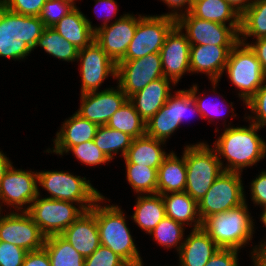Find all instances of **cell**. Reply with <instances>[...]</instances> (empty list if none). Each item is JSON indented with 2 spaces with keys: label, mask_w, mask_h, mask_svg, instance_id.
<instances>
[{
  "label": "cell",
  "mask_w": 266,
  "mask_h": 266,
  "mask_svg": "<svg viewBox=\"0 0 266 266\" xmlns=\"http://www.w3.org/2000/svg\"><path fill=\"white\" fill-rule=\"evenodd\" d=\"M11 166L12 163L10 162L8 157H6V155L2 151H0V181Z\"/></svg>",
  "instance_id": "52"
},
{
  "label": "cell",
  "mask_w": 266,
  "mask_h": 266,
  "mask_svg": "<svg viewBox=\"0 0 266 266\" xmlns=\"http://www.w3.org/2000/svg\"><path fill=\"white\" fill-rule=\"evenodd\" d=\"M37 173L38 183L51 195L45 198L76 202L84 211H88L102 196L85 177L81 178L63 171Z\"/></svg>",
  "instance_id": "6"
},
{
  "label": "cell",
  "mask_w": 266,
  "mask_h": 266,
  "mask_svg": "<svg viewBox=\"0 0 266 266\" xmlns=\"http://www.w3.org/2000/svg\"><path fill=\"white\" fill-rule=\"evenodd\" d=\"M69 151H72L81 163L89 166L110 162V159L95 145L93 140L73 146Z\"/></svg>",
  "instance_id": "39"
},
{
  "label": "cell",
  "mask_w": 266,
  "mask_h": 266,
  "mask_svg": "<svg viewBox=\"0 0 266 266\" xmlns=\"http://www.w3.org/2000/svg\"><path fill=\"white\" fill-rule=\"evenodd\" d=\"M251 258H253L254 266H266V264L257 255Z\"/></svg>",
  "instance_id": "55"
},
{
  "label": "cell",
  "mask_w": 266,
  "mask_h": 266,
  "mask_svg": "<svg viewBox=\"0 0 266 266\" xmlns=\"http://www.w3.org/2000/svg\"><path fill=\"white\" fill-rule=\"evenodd\" d=\"M249 127H227L215 141L217 156L226 158L224 171L239 172L250 167L266 155V142L256 133L261 127L251 123Z\"/></svg>",
  "instance_id": "1"
},
{
  "label": "cell",
  "mask_w": 266,
  "mask_h": 266,
  "mask_svg": "<svg viewBox=\"0 0 266 266\" xmlns=\"http://www.w3.org/2000/svg\"><path fill=\"white\" fill-rule=\"evenodd\" d=\"M142 17L141 15L137 18L132 14H123L114 23L109 26L107 24L95 32L94 40L116 64L125 56L128 45L136 32L138 21Z\"/></svg>",
  "instance_id": "16"
},
{
  "label": "cell",
  "mask_w": 266,
  "mask_h": 266,
  "mask_svg": "<svg viewBox=\"0 0 266 266\" xmlns=\"http://www.w3.org/2000/svg\"><path fill=\"white\" fill-rule=\"evenodd\" d=\"M257 256L266 264V244L257 252Z\"/></svg>",
  "instance_id": "54"
},
{
  "label": "cell",
  "mask_w": 266,
  "mask_h": 266,
  "mask_svg": "<svg viewBox=\"0 0 266 266\" xmlns=\"http://www.w3.org/2000/svg\"><path fill=\"white\" fill-rule=\"evenodd\" d=\"M266 80L257 92L246 103L252 113L256 114L252 117L248 116L247 119L259 127L266 126Z\"/></svg>",
  "instance_id": "40"
},
{
  "label": "cell",
  "mask_w": 266,
  "mask_h": 266,
  "mask_svg": "<svg viewBox=\"0 0 266 266\" xmlns=\"http://www.w3.org/2000/svg\"><path fill=\"white\" fill-rule=\"evenodd\" d=\"M77 60L81 63V94L98 91L109 74L116 78L117 64L95 40L79 49Z\"/></svg>",
  "instance_id": "15"
},
{
  "label": "cell",
  "mask_w": 266,
  "mask_h": 266,
  "mask_svg": "<svg viewBox=\"0 0 266 266\" xmlns=\"http://www.w3.org/2000/svg\"><path fill=\"white\" fill-rule=\"evenodd\" d=\"M252 201L266 208V171H262L251 183Z\"/></svg>",
  "instance_id": "45"
},
{
  "label": "cell",
  "mask_w": 266,
  "mask_h": 266,
  "mask_svg": "<svg viewBox=\"0 0 266 266\" xmlns=\"http://www.w3.org/2000/svg\"><path fill=\"white\" fill-rule=\"evenodd\" d=\"M171 95L165 105L146 122V135L166 142L186 119V113L200 112L188 90H178Z\"/></svg>",
  "instance_id": "11"
},
{
  "label": "cell",
  "mask_w": 266,
  "mask_h": 266,
  "mask_svg": "<svg viewBox=\"0 0 266 266\" xmlns=\"http://www.w3.org/2000/svg\"><path fill=\"white\" fill-rule=\"evenodd\" d=\"M161 77H164V74L160 53H151L136 60L117 63L118 86L128 98Z\"/></svg>",
  "instance_id": "13"
},
{
  "label": "cell",
  "mask_w": 266,
  "mask_h": 266,
  "mask_svg": "<svg viewBox=\"0 0 266 266\" xmlns=\"http://www.w3.org/2000/svg\"><path fill=\"white\" fill-rule=\"evenodd\" d=\"M38 173L9 168L0 181V201L21 212L22 206L31 204L39 195Z\"/></svg>",
  "instance_id": "17"
},
{
  "label": "cell",
  "mask_w": 266,
  "mask_h": 266,
  "mask_svg": "<svg viewBox=\"0 0 266 266\" xmlns=\"http://www.w3.org/2000/svg\"><path fill=\"white\" fill-rule=\"evenodd\" d=\"M95 5L96 6H98V5L103 6L105 8L104 10H107L105 12H107L108 15L110 14L108 17H106V16L104 17L105 18V20H104L105 22L103 23L102 26L96 27V31H97L99 28L104 27V26L107 25V23L110 21V18H111V16H113V14L116 15L118 6H117V3L115 2V0H96V4Z\"/></svg>",
  "instance_id": "50"
},
{
  "label": "cell",
  "mask_w": 266,
  "mask_h": 266,
  "mask_svg": "<svg viewBox=\"0 0 266 266\" xmlns=\"http://www.w3.org/2000/svg\"><path fill=\"white\" fill-rule=\"evenodd\" d=\"M165 4L169 6V8H174L172 11L168 14H163V16H169L177 20V18L183 14H186L190 12L193 4V0H162ZM186 4H188L186 7V10L184 12H177L179 8L184 7ZM176 9V11H174ZM178 9V10H177ZM174 11V12H173ZM179 13V14H178Z\"/></svg>",
  "instance_id": "49"
},
{
  "label": "cell",
  "mask_w": 266,
  "mask_h": 266,
  "mask_svg": "<svg viewBox=\"0 0 266 266\" xmlns=\"http://www.w3.org/2000/svg\"><path fill=\"white\" fill-rule=\"evenodd\" d=\"M46 236L26 211L0 215V241L12 243L27 252L44 247Z\"/></svg>",
  "instance_id": "14"
},
{
  "label": "cell",
  "mask_w": 266,
  "mask_h": 266,
  "mask_svg": "<svg viewBox=\"0 0 266 266\" xmlns=\"http://www.w3.org/2000/svg\"><path fill=\"white\" fill-rule=\"evenodd\" d=\"M182 156L180 159L174 152H170L163 159L162 164L158 167V194L185 191L187 179L185 149Z\"/></svg>",
  "instance_id": "26"
},
{
  "label": "cell",
  "mask_w": 266,
  "mask_h": 266,
  "mask_svg": "<svg viewBox=\"0 0 266 266\" xmlns=\"http://www.w3.org/2000/svg\"><path fill=\"white\" fill-rule=\"evenodd\" d=\"M103 200L105 197L102 195L90 209L96 216L100 244L115 252L129 266H139L142 258L127 227L124 213L117 205L100 206Z\"/></svg>",
  "instance_id": "3"
},
{
  "label": "cell",
  "mask_w": 266,
  "mask_h": 266,
  "mask_svg": "<svg viewBox=\"0 0 266 266\" xmlns=\"http://www.w3.org/2000/svg\"><path fill=\"white\" fill-rule=\"evenodd\" d=\"M219 249L202 227L193 229L180 248L179 266H205Z\"/></svg>",
  "instance_id": "24"
},
{
  "label": "cell",
  "mask_w": 266,
  "mask_h": 266,
  "mask_svg": "<svg viewBox=\"0 0 266 266\" xmlns=\"http://www.w3.org/2000/svg\"><path fill=\"white\" fill-rule=\"evenodd\" d=\"M95 145L110 159H113L118 152L125 157L133 138L118 130L109 128L107 125H100L93 139ZM113 152V153H112Z\"/></svg>",
  "instance_id": "34"
},
{
  "label": "cell",
  "mask_w": 266,
  "mask_h": 266,
  "mask_svg": "<svg viewBox=\"0 0 266 266\" xmlns=\"http://www.w3.org/2000/svg\"><path fill=\"white\" fill-rule=\"evenodd\" d=\"M106 125L130 135L133 139L146 135V122L129 100L112 115Z\"/></svg>",
  "instance_id": "32"
},
{
  "label": "cell",
  "mask_w": 266,
  "mask_h": 266,
  "mask_svg": "<svg viewBox=\"0 0 266 266\" xmlns=\"http://www.w3.org/2000/svg\"><path fill=\"white\" fill-rule=\"evenodd\" d=\"M75 7L72 0H46L39 18L45 27H52Z\"/></svg>",
  "instance_id": "38"
},
{
  "label": "cell",
  "mask_w": 266,
  "mask_h": 266,
  "mask_svg": "<svg viewBox=\"0 0 266 266\" xmlns=\"http://www.w3.org/2000/svg\"><path fill=\"white\" fill-rule=\"evenodd\" d=\"M250 36L266 37V0H254L240 16L239 41L245 43V38Z\"/></svg>",
  "instance_id": "33"
},
{
  "label": "cell",
  "mask_w": 266,
  "mask_h": 266,
  "mask_svg": "<svg viewBox=\"0 0 266 266\" xmlns=\"http://www.w3.org/2000/svg\"><path fill=\"white\" fill-rule=\"evenodd\" d=\"M260 221H262V223L264 224V226L266 227V208H264L263 213L261 215V219ZM266 244V242L261 243L259 247L255 246V248H253V251L251 253L252 257H254L255 255H257V252ZM257 247V248H256Z\"/></svg>",
  "instance_id": "53"
},
{
  "label": "cell",
  "mask_w": 266,
  "mask_h": 266,
  "mask_svg": "<svg viewBox=\"0 0 266 266\" xmlns=\"http://www.w3.org/2000/svg\"><path fill=\"white\" fill-rule=\"evenodd\" d=\"M46 0H0L8 10L26 16H39Z\"/></svg>",
  "instance_id": "42"
},
{
  "label": "cell",
  "mask_w": 266,
  "mask_h": 266,
  "mask_svg": "<svg viewBox=\"0 0 266 266\" xmlns=\"http://www.w3.org/2000/svg\"><path fill=\"white\" fill-rule=\"evenodd\" d=\"M131 217L142 230L150 234L160 221L166 217L161 194L138 196L134 214Z\"/></svg>",
  "instance_id": "29"
},
{
  "label": "cell",
  "mask_w": 266,
  "mask_h": 266,
  "mask_svg": "<svg viewBox=\"0 0 266 266\" xmlns=\"http://www.w3.org/2000/svg\"><path fill=\"white\" fill-rule=\"evenodd\" d=\"M234 46L191 45L190 72L207 74L213 88L224 72L231 49Z\"/></svg>",
  "instance_id": "20"
},
{
  "label": "cell",
  "mask_w": 266,
  "mask_h": 266,
  "mask_svg": "<svg viewBox=\"0 0 266 266\" xmlns=\"http://www.w3.org/2000/svg\"><path fill=\"white\" fill-rule=\"evenodd\" d=\"M62 125L53 141L55 146L53 153L60 155L68 153V150L73 146L93 140L99 127L96 123L82 118L76 112Z\"/></svg>",
  "instance_id": "23"
},
{
  "label": "cell",
  "mask_w": 266,
  "mask_h": 266,
  "mask_svg": "<svg viewBox=\"0 0 266 266\" xmlns=\"http://www.w3.org/2000/svg\"><path fill=\"white\" fill-rule=\"evenodd\" d=\"M91 23L92 22L75 7L59 22L52 26V28L78 49H82L95 39L96 27H93Z\"/></svg>",
  "instance_id": "25"
},
{
  "label": "cell",
  "mask_w": 266,
  "mask_h": 266,
  "mask_svg": "<svg viewBox=\"0 0 266 266\" xmlns=\"http://www.w3.org/2000/svg\"><path fill=\"white\" fill-rule=\"evenodd\" d=\"M190 47L186 34L182 33V29L176 24L166 36L159 52L164 77L175 84L186 71L190 72Z\"/></svg>",
  "instance_id": "18"
},
{
  "label": "cell",
  "mask_w": 266,
  "mask_h": 266,
  "mask_svg": "<svg viewBox=\"0 0 266 266\" xmlns=\"http://www.w3.org/2000/svg\"><path fill=\"white\" fill-rule=\"evenodd\" d=\"M61 235L85 258L101 245L96 216L90 210L85 211Z\"/></svg>",
  "instance_id": "21"
},
{
  "label": "cell",
  "mask_w": 266,
  "mask_h": 266,
  "mask_svg": "<svg viewBox=\"0 0 266 266\" xmlns=\"http://www.w3.org/2000/svg\"><path fill=\"white\" fill-rule=\"evenodd\" d=\"M254 223L246 202L225 212L209 216L202 228L223 249L240 250L253 237Z\"/></svg>",
  "instance_id": "4"
},
{
  "label": "cell",
  "mask_w": 266,
  "mask_h": 266,
  "mask_svg": "<svg viewBox=\"0 0 266 266\" xmlns=\"http://www.w3.org/2000/svg\"><path fill=\"white\" fill-rule=\"evenodd\" d=\"M39 196L40 192L37 198L22 211L30 215L46 237L61 234L85 212L81 207L76 208L73 202Z\"/></svg>",
  "instance_id": "9"
},
{
  "label": "cell",
  "mask_w": 266,
  "mask_h": 266,
  "mask_svg": "<svg viewBox=\"0 0 266 266\" xmlns=\"http://www.w3.org/2000/svg\"><path fill=\"white\" fill-rule=\"evenodd\" d=\"M170 83L175 85L172 80L161 77L128 98L145 122L155 115L171 96Z\"/></svg>",
  "instance_id": "22"
},
{
  "label": "cell",
  "mask_w": 266,
  "mask_h": 266,
  "mask_svg": "<svg viewBox=\"0 0 266 266\" xmlns=\"http://www.w3.org/2000/svg\"><path fill=\"white\" fill-rule=\"evenodd\" d=\"M188 91L191 93L192 98L195 101L197 108L200 112V116L202 118H207L209 114H210V116H211V114L212 115L217 114V116H218V114L221 112L222 109L219 108V106H217L218 104L215 103V105H214L213 102H212V104H211V102L210 103L206 102L205 99H202L200 97L201 95L196 96L197 91H198L197 85H193L190 89H188Z\"/></svg>",
  "instance_id": "46"
},
{
  "label": "cell",
  "mask_w": 266,
  "mask_h": 266,
  "mask_svg": "<svg viewBox=\"0 0 266 266\" xmlns=\"http://www.w3.org/2000/svg\"><path fill=\"white\" fill-rule=\"evenodd\" d=\"M43 248L49 255L51 266H84L85 257L61 234L47 236Z\"/></svg>",
  "instance_id": "31"
},
{
  "label": "cell",
  "mask_w": 266,
  "mask_h": 266,
  "mask_svg": "<svg viewBox=\"0 0 266 266\" xmlns=\"http://www.w3.org/2000/svg\"><path fill=\"white\" fill-rule=\"evenodd\" d=\"M126 164L127 181L136 193L156 194L158 168H151L133 163Z\"/></svg>",
  "instance_id": "36"
},
{
  "label": "cell",
  "mask_w": 266,
  "mask_h": 266,
  "mask_svg": "<svg viewBox=\"0 0 266 266\" xmlns=\"http://www.w3.org/2000/svg\"><path fill=\"white\" fill-rule=\"evenodd\" d=\"M190 13L202 20L240 25V15L226 0H193Z\"/></svg>",
  "instance_id": "30"
},
{
  "label": "cell",
  "mask_w": 266,
  "mask_h": 266,
  "mask_svg": "<svg viewBox=\"0 0 266 266\" xmlns=\"http://www.w3.org/2000/svg\"><path fill=\"white\" fill-rule=\"evenodd\" d=\"M154 236V240L165 248H172L177 246V252L179 253L183 239L184 227L183 224L174 221L172 218L165 217L160 223L153 229L150 235ZM179 243V244H178Z\"/></svg>",
  "instance_id": "37"
},
{
  "label": "cell",
  "mask_w": 266,
  "mask_h": 266,
  "mask_svg": "<svg viewBox=\"0 0 266 266\" xmlns=\"http://www.w3.org/2000/svg\"><path fill=\"white\" fill-rule=\"evenodd\" d=\"M84 266H129L120 256L108 247L100 245L85 258Z\"/></svg>",
  "instance_id": "41"
},
{
  "label": "cell",
  "mask_w": 266,
  "mask_h": 266,
  "mask_svg": "<svg viewBox=\"0 0 266 266\" xmlns=\"http://www.w3.org/2000/svg\"><path fill=\"white\" fill-rule=\"evenodd\" d=\"M176 24L186 31L190 45L235 46L239 42L240 25H224L202 20L190 12L179 16Z\"/></svg>",
  "instance_id": "12"
},
{
  "label": "cell",
  "mask_w": 266,
  "mask_h": 266,
  "mask_svg": "<svg viewBox=\"0 0 266 266\" xmlns=\"http://www.w3.org/2000/svg\"><path fill=\"white\" fill-rule=\"evenodd\" d=\"M45 25L39 16H26L0 4V57L24 59L36 47Z\"/></svg>",
  "instance_id": "2"
},
{
  "label": "cell",
  "mask_w": 266,
  "mask_h": 266,
  "mask_svg": "<svg viewBox=\"0 0 266 266\" xmlns=\"http://www.w3.org/2000/svg\"><path fill=\"white\" fill-rule=\"evenodd\" d=\"M164 141L147 135L134 138L124 157L125 163H133L151 168H158L168 155L161 148Z\"/></svg>",
  "instance_id": "28"
},
{
  "label": "cell",
  "mask_w": 266,
  "mask_h": 266,
  "mask_svg": "<svg viewBox=\"0 0 266 266\" xmlns=\"http://www.w3.org/2000/svg\"><path fill=\"white\" fill-rule=\"evenodd\" d=\"M117 87L81 94V106L76 113L99 126L106 125L112 115L128 100L123 90Z\"/></svg>",
  "instance_id": "19"
},
{
  "label": "cell",
  "mask_w": 266,
  "mask_h": 266,
  "mask_svg": "<svg viewBox=\"0 0 266 266\" xmlns=\"http://www.w3.org/2000/svg\"><path fill=\"white\" fill-rule=\"evenodd\" d=\"M40 46L48 54L64 61H77L79 49L64 39L52 27H45L42 35L37 41L36 47Z\"/></svg>",
  "instance_id": "35"
},
{
  "label": "cell",
  "mask_w": 266,
  "mask_h": 266,
  "mask_svg": "<svg viewBox=\"0 0 266 266\" xmlns=\"http://www.w3.org/2000/svg\"><path fill=\"white\" fill-rule=\"evenodd\" d=\"M241 173L224 171L198 202L201 221L216 213L228 211L246 202Z\"/></svg>",
  "instance_id": "8"
},
{
  "label": "cell",
  "mask_w": 266,
  "mask_h": 266,
  "mask_svg": "<svg viewBox=\"0 0 266 266\" xmlns=\"http://www.w3.org/2000/svg\"><path fill=\"white\" fill-rule=\"evenodd\" d=\"M224 70L232 84L241 89L238 95L245 104L266 80L255 52L248 44L240 41L231 49Z\"/></svg>",
  "instance_id": "7"
},
{
  "label": "cell",
  "mask_w": 266,
  "mask_h": 266,
  "mask_svg": "<svg viewBox=\"0 0 266 266\" xmlns=\"http://www.w3.org/2000/svg\"><path fill=\"white\" fill-rule=\"evenodd\" d=\"M241 16L254 2V0H226Z\"/></svg>",
  "instance_id": "51"
},
{
  "label": "cell",
  "mask_w": 266,
  "mask_h": 266,
  "mask_svg": "<svg viewBox=\"0 0 266 266\" xmlns=\"http://www.w3.org/2000/svg\"><path fill=\"white\" fill-rule=\"evenodd\" d=\"M26 253L12 243L0 241V266H22Z\"/></svg>",
  "instance_id": "43"
},
{
  "label": "cell",
  "mask_w": 266,
  "mask_h": 266,
  "mask_svg": "<svg viewBox=\"0 0 266 266\" xmlns=\"http://www.w3.org/2000/svg\"><path fill=\"white\" fill-rule=\"evenodd\" d=\"M175 25L176 19L169 16H143L138 21L125 56L120 61L136 60L151 53H159L166 36Z\"/></svg>",
  "instance_id": "10"
},
{
  "label": "cell",
  "mask_w": 266,
  "mask_h": 266,
  "mask_svg": "<svg viewBox=\"0 0 266 266\" xmlns=\"http://www.w3.org/2000/svg\"><path fill=\"white\" fill-rule=\"evenodd\" d=\"M236 249L220 248L205 264V266H238Z\"/></svg>",
  "instance_id": "44"
},
{
  "label": "cell",
  "mask_w": 266,
  "mask_h": 266,
  "mask_svg": "<svg viewBox=\"0 0 266 266\" xmlns=\"http://www.w3.org/2000/svg\"><path fill=\"white\" fill-rule=\"evenodd\" d=\"M248 44L250 48L255 52L257 59L259 60L262 70L266 76V37L256 39L255 43Z\"/></svg>",
  "instance_id": "48"
},
{
  "label": "cell",
  "mask_w": 266,
  "mask_h": 266,
  "mask_svg": "<svg viewBox=\"0 0 266 266\" xmlns=\"http://www.w3.org/2000/svg\"><path fill=\"white\" fill-rule=\"evenodd\" d=\"M22 266H51L49 255L44 248L27 252Z\"/></svg>",
  "instance_id": "47"
},
{
  "label": "cell",
  "mask_w": 266,
  "mask_h": 266,
  "mask_svg": "<svg viewBox=\"0 0 266 266\" xmlns=\"http://www.w3.org/2000/svg\"><path fill=\"white\" fill-rule=\"evenodd\" d=\"M187 170L186 188L197 203L205 196L216 178L224 172L223 162L215 149L206 143H197L185 147Z\"/></svg>",
  "instance_id": "5"
},
{
  "label": "cell",
  "mask_w": 266,
  "mask_h": 266,
  "mask_svg": "<svg viewBox=\"0 0 266 266\" xmlns=\"http://www.w3.org/2000/svg\"><path fill=\"white\" fill-rule=\"evenodd\" d=\"M166 217L172 218L174 221L187 226L192 223L194 228L202 227V221L198 213V203L185 191L171 192L161 195ZM190 222V223H189Z\"/></svg>",
  "instance_id": "27"
}]
</instances>
